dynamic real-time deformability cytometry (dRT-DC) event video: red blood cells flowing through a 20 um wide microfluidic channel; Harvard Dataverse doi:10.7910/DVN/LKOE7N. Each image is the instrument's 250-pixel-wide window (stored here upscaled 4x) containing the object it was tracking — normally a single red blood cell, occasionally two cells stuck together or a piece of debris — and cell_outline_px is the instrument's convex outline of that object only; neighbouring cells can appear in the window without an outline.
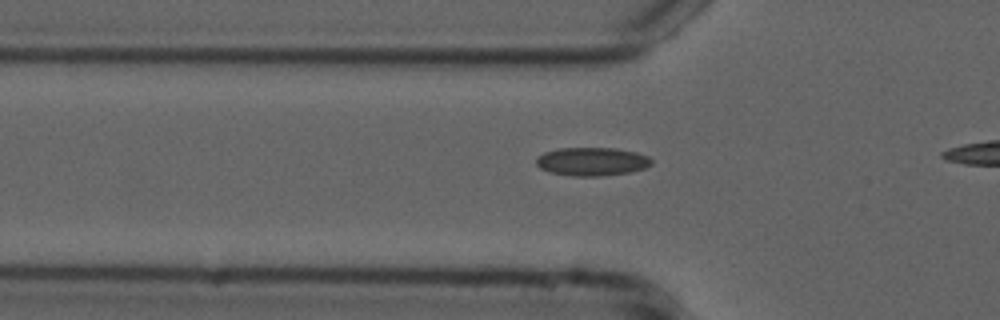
{"species": "common noctule bat (a hibernating species)", "species_latin": "Nyctalus noctula", "temperature_condition": "cold", "stored_images_in_passage": 8, "camera_frame_rate_fps": 3000, "um_per_image_px": 0.085, "animal": {"sex": "male", "forearm_length_mm": 52.5}, "frame": {"image": 1, "passage_image": 6, "time_ms": 1.667, "image_size_px": [1000, 320], "cell_outline_px": [[652, 164], [644, 168], [628, 172], [600, 176], [572, 176], [548, 172], [540, 168], [536, 164], [536, 156], [544, 152], [560, 148], [616, 148], [636, 152], [648, 156], [652, 160]], "centroid_in_image_um": [50.28, 13.73], "position_along_channel_um": 75.5, "area_um2": 19.13}}